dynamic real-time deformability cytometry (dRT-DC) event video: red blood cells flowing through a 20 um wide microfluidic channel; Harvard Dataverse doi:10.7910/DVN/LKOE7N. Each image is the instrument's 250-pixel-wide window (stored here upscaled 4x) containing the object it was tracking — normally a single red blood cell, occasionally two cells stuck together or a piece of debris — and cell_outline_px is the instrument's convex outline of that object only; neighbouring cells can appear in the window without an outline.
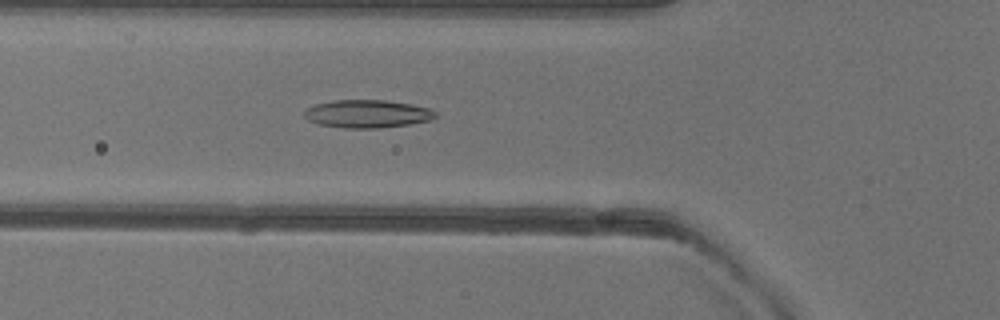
{"species": "common noctule bat (a hibernating species)", "species_latin": "Nyctalus noctula", "temperature_condition": "warm", "stored_images_in_passage": 44, "camera_frame_rate_fps": 3000, "um_per_image_px": 0.085, "animal": {"sex": "female"}, "frame": {"image": 1, "passage_image": 11, "time_ms": 3.333, "image_size_px": [1000, 320], "cell_outline_px": [[436, 116], [432, 120], [412, 124], [380, 128], [344, 128], [320, 124], [308, 120], [304, 116], [304, 112], [308, 108], [316, 104], [336, 100], [384, 100], [412, 104], [428, 108], [436, 112]], "centroid_in_image_um": [31.26, 9.68], "position_along_channel_um": 94.5, "area_um2": 21.33}}
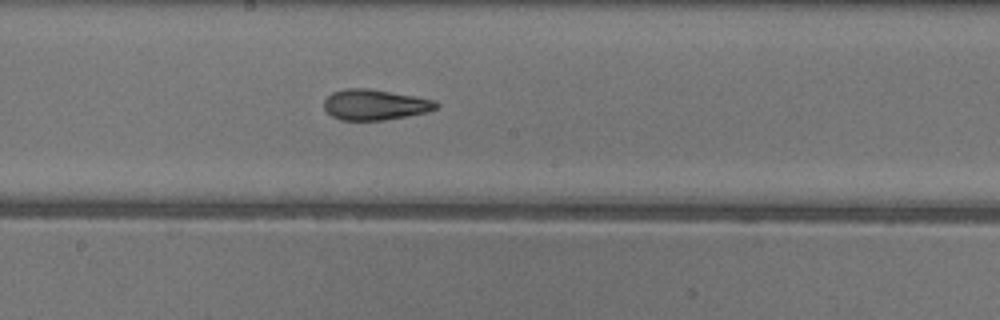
{"frame": {"image": 2, "passage_image": 20, "time_ms": 6.333, "image_size_px": [1000, 320], "cell_outline_px": [[440, 104], [436, 108], [428, 112], [384, 120], [340, 120], [332, 116], [324, 108], [324, 100], [332, 92], [344, 88], [368, 88], [416, 96], [436, 100]], "centroid_in_image_um": [31.88, 8.89], "position_along_channel_um": 216.3, "area_um2": 20.11}}
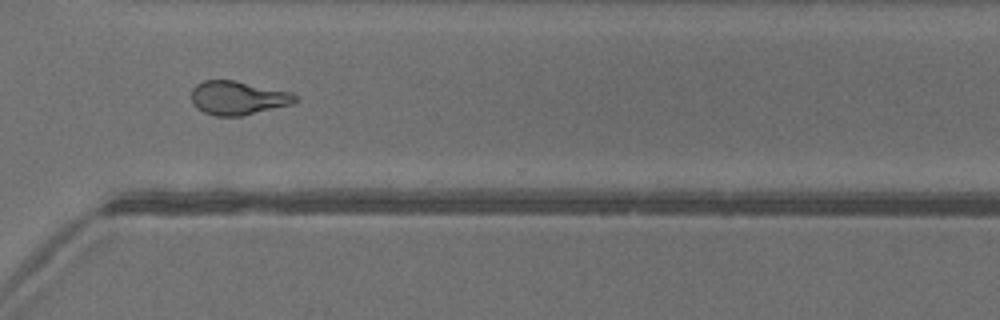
{"frame": {"image": 3, "passage_image": 30, "time_ms": 9.667, "image_size_px": [1000, 320], "cell_outline_px": [[296, 100], [292, 104], [240, 116], [216, 116], [204, 112], [196, 108], [192, 104], [192, 88], [196, 84], [204, 80], [236, 80], [292, 92], [296, 96]], "centroid_in_image_um": [20.2, 8.31], "position_along_channel_um": 350.4, "area_um2": 20.46}, "authors_computed_cell_mechanics": {"area_um2": 20.6057, "velocity_mm_per_s": 4.0277, "shape_relaxation_time_tau1_ms": null, "shape_relaxation_time_tau2_ms": 1.9958, "deformation_change_tau1": null, "deformation_change_tau2": 0.0997}}